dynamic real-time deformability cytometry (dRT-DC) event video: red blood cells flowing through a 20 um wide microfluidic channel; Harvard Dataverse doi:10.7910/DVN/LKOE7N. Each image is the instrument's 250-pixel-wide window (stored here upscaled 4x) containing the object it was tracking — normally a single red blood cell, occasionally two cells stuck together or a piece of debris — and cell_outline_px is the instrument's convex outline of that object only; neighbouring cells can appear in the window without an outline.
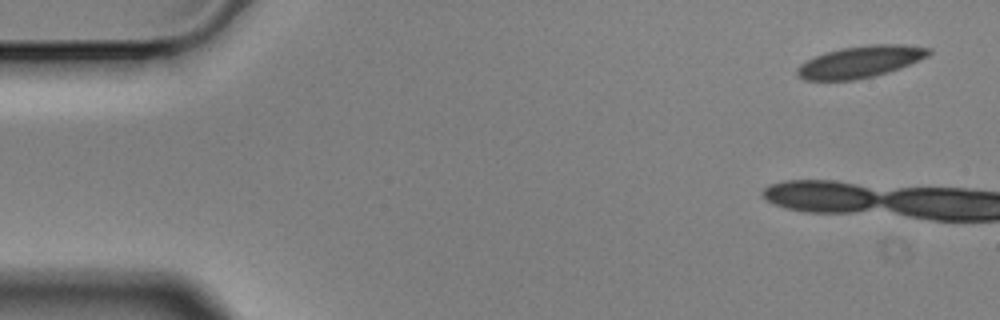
{"species": "Egyptian fruit bat (a non-hibernating species)", "species_latin": "Rousettus aegyptiacus", "temperature_condition": "cold", "stored_images_in_passage": 2, "camera_frame_rate_fps": 3000, "um_per_image_px": 0.085, "animal": {"sex": "male"}, "frame": {"image": 1, "passage_image": 1, "time_ms": 0.0, "image_size_px": [1000, 320], "cell_outline_px": [[932, 52], [928, 56], [900, 68], [888, 72], [872, 76], [852, 80], [804, 80], [796, 76], [796, 68], [800, 64], [824, 52], [840, 48], [868, 44], [904, 44], [932, 48]], "centroid_in_image_um": [73.12, 5.24], "position_along_channel_um": 11.9, "area_um2": 24.45}}